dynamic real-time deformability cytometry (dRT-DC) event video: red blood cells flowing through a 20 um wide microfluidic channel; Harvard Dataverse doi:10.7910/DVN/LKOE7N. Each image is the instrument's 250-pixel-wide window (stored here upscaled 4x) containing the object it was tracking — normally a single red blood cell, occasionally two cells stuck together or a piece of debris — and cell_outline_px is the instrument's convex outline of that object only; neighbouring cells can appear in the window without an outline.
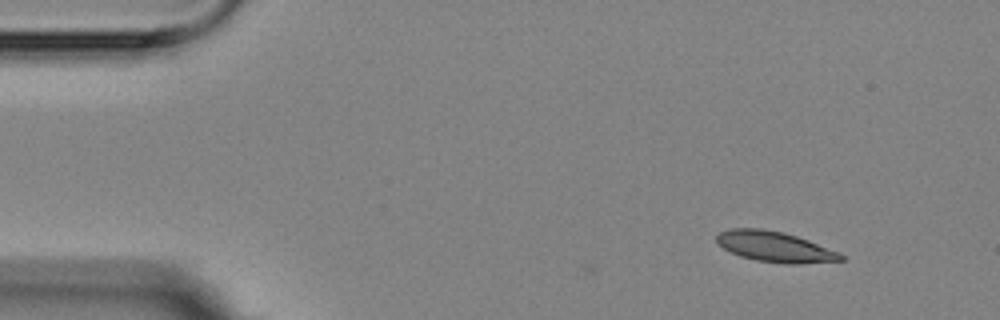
{"species": "Egyptian fruit bat (a non-hibernating species)", "species_latin": "Rousettus aegyptiacus", "temperature_condition": "room temperature", "stored_images_in_passage": 2, "camera_frame_rate_fps": 3000, "um_per_image_px": 0.085, "animal": {"sex": "female"}, "frame": {"image": 1, "passage_image": 2, "time_ms": 1.333, "image_size_px": [1000, 320], "cell_outline_px": [[844, 260], [800, 264], [788, 264], [756, 260], [740, 256], [716, 244], [716, 236], [720, 232], [728, 228], [760, 228], [784, 232], [808, 240], [840, 252], [844, 256]], "centroid_in_image_um": [65.86, 20.97], "position_along_channel_um": 19.1, "area_um2": 22.14}}